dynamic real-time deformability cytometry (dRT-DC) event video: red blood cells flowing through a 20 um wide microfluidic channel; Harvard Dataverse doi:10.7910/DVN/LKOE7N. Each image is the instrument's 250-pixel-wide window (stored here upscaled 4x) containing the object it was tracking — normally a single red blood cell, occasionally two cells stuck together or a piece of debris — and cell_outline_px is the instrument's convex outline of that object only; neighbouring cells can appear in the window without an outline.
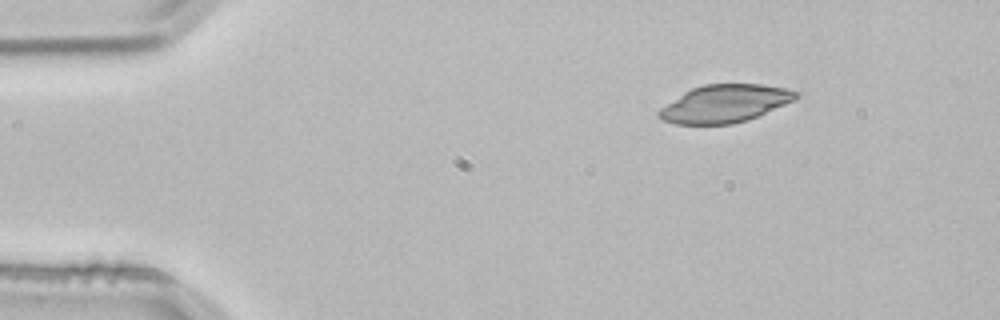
{"species": "common noctule bat (a hibernating species)", "species_latin": "Nyctalus noctula", "temperature_condition": "room temperature", "stored_images_in_passage": 2, "camera_frame_rate_fps": 3000, "um_per_image_px": 0.085, "animal": {"sex": "male", "body_mass_g": 21.5, "forearm_length_mm": 52.0}, "frame": {"image": 1, "passage_image": 1, "time_ms": 0.0, "image_size_px": [1000, 320], "cell_outline_px": [[800, 96], [796, 100], [748, 120], [732, 124], [676, 124], [660, 120], [656, 116], [656, 112], [660, 108], [684, 92], [692, 88], [704, 84], [764, 84], [784, 88], [800, 92]], "centroid_in_image_um": [61.61, 8.81], "position_along_channel_um": 23.4, "area_um2": 30.35}}